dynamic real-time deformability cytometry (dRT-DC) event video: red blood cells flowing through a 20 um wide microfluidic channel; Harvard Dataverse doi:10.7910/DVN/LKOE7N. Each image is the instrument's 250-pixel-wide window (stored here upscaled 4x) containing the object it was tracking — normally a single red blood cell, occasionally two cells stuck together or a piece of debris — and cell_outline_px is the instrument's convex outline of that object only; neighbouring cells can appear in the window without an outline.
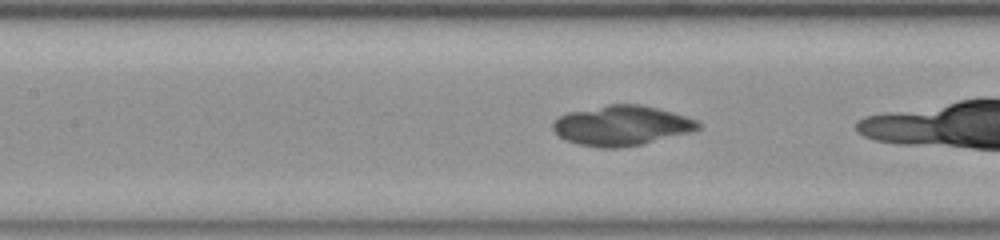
{"species": "common noctule bat (a hibernating species)", "species_latin": "Nyctalus noctula", "temperature_condition": "room temperature", "stored_images_in_passage": 25, "camera_frame_rate_fps": 3000, "um_per_image_px": 0.085, "animal": {"sex": "female", "body_mass_g": 23.0, "forearm_length_mm": 53.4}, "frame": {"image": 1, "passage_image": 8, "time_ms": 2.333, "image_size_px": [1000, 240], "cell_outline_px": [[700, 128], [692, 132], [644, 144], [620, 148], [600, 148], [580, 144], [568, 140], [560, 136], [552, 128], [552, 124], [560, 116], [568, 112], [608, 104], [640, 104], [672, 112], [696, 120], [700, 124]], "centroid_in_image_um": [52.86, 10.68], "position_along_channel_um": 154.5, "area_um2": 33.7}}
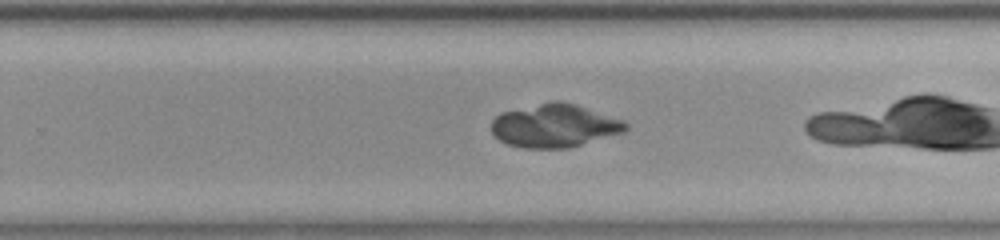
{"frame": {"image": 2, "passage_image": 18, "time_ms": 5.667, "image_size_px": [1000, 240], "cell_outline_px": [[628, 128], [624, 132], [568, 148], [524, 148], [508, 144], [500, 140], [492, 132], [492, 120], [500, 112], [552, 100], [560, 100], [576, 104], [620, 120], [628, 124]], "centroid_in_image_um": [47.1, 10.68], "position_along_channel_um": 282.7, "area_um2": 33.64}}